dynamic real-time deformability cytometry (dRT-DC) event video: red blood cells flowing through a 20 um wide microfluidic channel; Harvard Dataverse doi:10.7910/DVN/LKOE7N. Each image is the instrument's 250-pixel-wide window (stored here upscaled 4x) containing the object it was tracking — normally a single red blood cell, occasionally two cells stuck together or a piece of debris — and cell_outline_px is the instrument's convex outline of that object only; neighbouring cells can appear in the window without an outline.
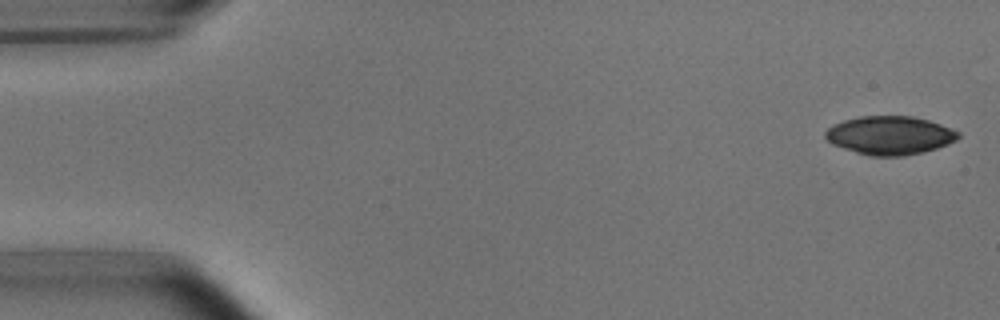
{"species": "common noctule bat (a hibernating species)", "species_latin": "Nyctalus noctula", "temperature_condition": "room temperature", "stored_images_in_passage": 4, "camera_frame_rate_fps": 3000, "um_per_image_px": 0.085, "animal": {"sex": "male", "body_mass_g": 15.6}, "frame": {"image": 1, "passage_image": 1, "time_ms": 0.0, "image_size_px": [1000, 320], "cell_outline_px": [[960, 136], [956, 140], [948, 144], [924, 152], [904, 156], [872, 156], [856, 152], [832, 144], [824, 136], [824, 132], [828, 128], [844, 120], [860, 116], [912, 116], [928, 120], [952, 128], [960, 132]], "centroid_in_image_um": [75.66, 11.5], "position_along_channel_um": 9.3, "area_um2": 29.77}}